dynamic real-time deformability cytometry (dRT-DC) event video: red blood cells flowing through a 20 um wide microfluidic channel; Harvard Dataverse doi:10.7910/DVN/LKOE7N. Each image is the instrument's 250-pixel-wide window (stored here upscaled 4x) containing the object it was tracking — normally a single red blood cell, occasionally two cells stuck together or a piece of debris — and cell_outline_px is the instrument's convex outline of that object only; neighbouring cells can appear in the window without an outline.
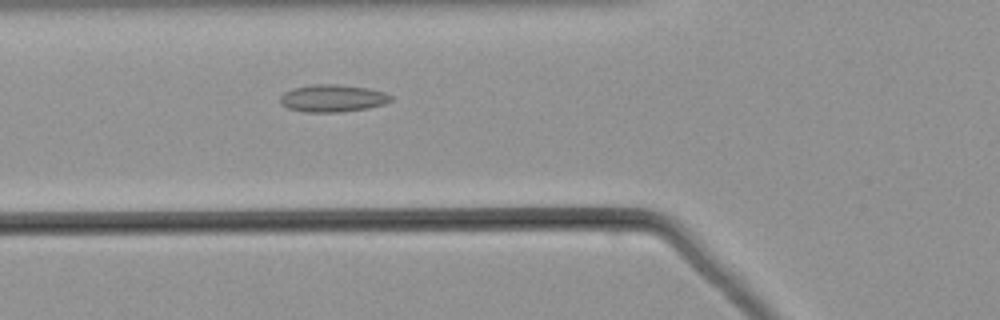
{"species": "common noctule bat (a hibernating species)", "species_latin": "Nyctalus noctula", "temperature_condition": "warm", "stored_images_in_passage": 45, "camera_frame_rate_fps": 3000, "um_per_image_px": 0.085, "animal": {"sex": "male", "body_mass_g": 21.5, "forearm_length_mm": 52.0}, "frame": {"image": 1, "passage_image": 12, "time_ms": 3.667, "image_size_px": [1000, 320], "cell_outline_px": [[392, 100], [384, 104], [368, 108], [340, 112], [304, 112], [288, 108], [280, 104], [280, 96], [284, 92], [292, 88], [312, 84], [336, 84], [368, 88], [384, 92], [392, 96]], "centroid_in_image_um": [28.25, 8.35], "position_along_channel_um": 97.6, "area_um2": 17.74}}
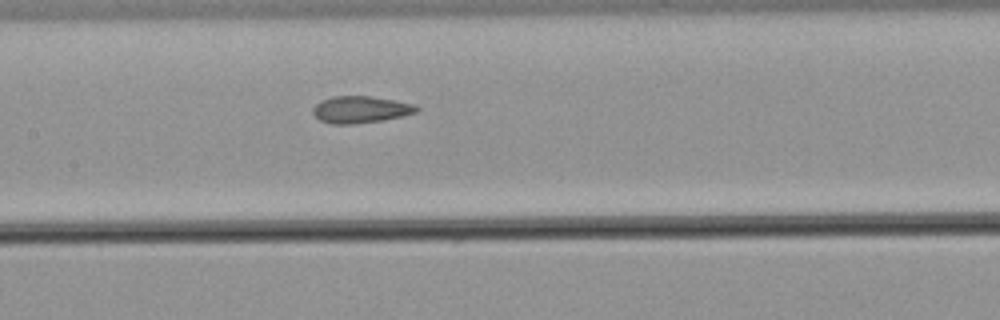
{"frame": {"image": 2, "passage_image": 18, "time_ms": 5.667, "image_size_px": [1000, 320], "cell_outline_px": [[420, 108], [416, 112], [404, 116], [384, 120], [356, 124], [332, 124], [320, 120], [312, 112], [312, 108], [320, 100], [332, 96], [368, 96], [416, 104]], "centroid_in_image_um": [30.65, 9.31], "position_along_channel_um": 176.8, "area_um2": 16.36}}
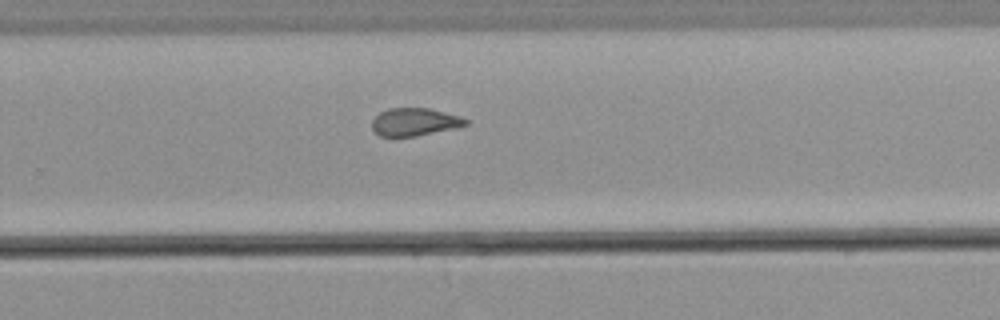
{"frame": {"image": 3, "passage_image": 27, "time_ms": 8.667, "image_size_px": [1000, 320], "cell_outline_px": [[472, 120], [468, 124], [452, 128], [416, 136], [380, 136], [372, 128], [372, 120], [380, 112], [388, 108], [432, 108], [460, 116]], "centroid_in_image_um": [35.27, 10.34], "position_along_channel_um": 294.5, "area_um2": 15.14}}